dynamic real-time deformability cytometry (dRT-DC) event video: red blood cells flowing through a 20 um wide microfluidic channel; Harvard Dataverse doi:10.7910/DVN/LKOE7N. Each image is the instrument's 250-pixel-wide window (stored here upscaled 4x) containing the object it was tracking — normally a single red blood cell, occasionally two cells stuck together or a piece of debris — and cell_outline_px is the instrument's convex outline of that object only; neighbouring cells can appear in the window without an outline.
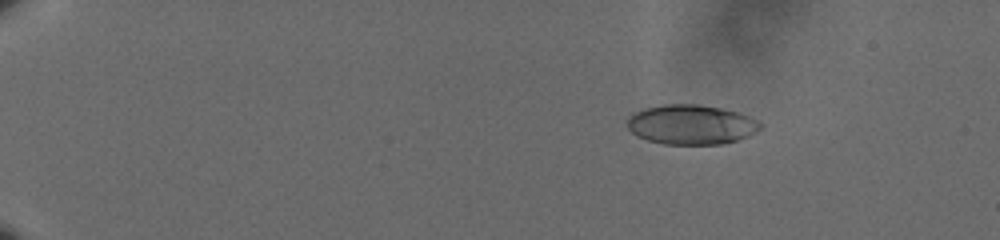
{"species": "human", "species_latin": "Homo sapiens", "temperature_condition": "cold", "stored_images_in_passage": 62, "camera_frame_rate_fps": 3000, "um_per_image_px": 0.085, "donor": {"sex": "male"}, "frame": {"image": 1, "passage_image": 12, "time_ms": 3.667, "image_size_px": [1000, 240], "cell_outline_px": [[764, 124], [756, 132], [748, 136], [724, 144], [664, 144], [648, 140], [632, 132], [628, 128], [628, 116], [632, 112], [644, 108], [664, 104], [696, 104], [720, 108], [736, 112], [748, 116]], "centroid_in_image_um": [58.74, 10.58], "position_along_channel_um": 26.3, "area_um2": 30.69}}
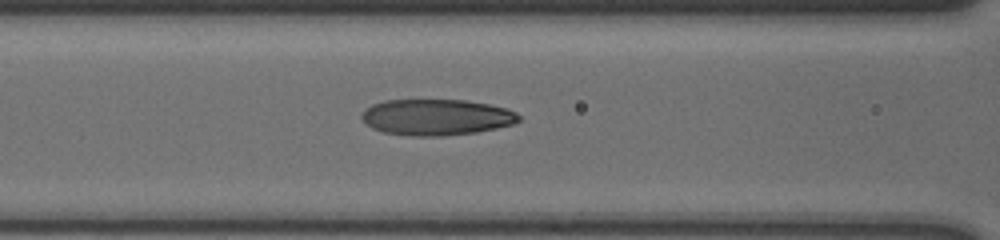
{"frame": {"image": 2, "passage_image": 31, "time_ms": 10.0, "image_size_px": [1000, 240], "cell_outline_px": [[520, 120], [512, 124], [496, 128], [476, 132], [444, 136], [412, 136], [384, 132], [372, 128], [364, 124], [360, 116], [372, 104], [384, 100], [464, 100], [488, 104], [504, 108], [516, 112], [520, 116]], "centroid_in_image_um": [37.07, 9.96], "position_along_channel_um": 129.5, "area_um2": 33.0}}
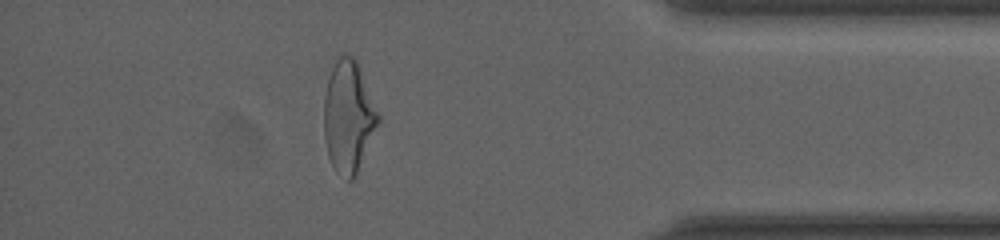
{"frame": {"image": 3, "passage_image": 56, "time_ms": 18.333, "image_size_px": [1000, 240], "cell_outline_px": [[380, 120], [356, 176], [352, 180], [348, 180], [336, 172], [328, 156], [324, 140], [324, 96], [328, 80], [332, 68], [336, 60], [340, 56], [352, 56], [356, 60], [380, 116]], "centroid_in_image_um": [29.61, 9.97], "position_along_channel_um": 405.6, "area_um2": 35.03}, "authors_computed_cell_mechanics": {"area_um2": 32.5125, "velocity_mm_per_s": 3.6117, "shape_relaxation_time_tau1_ms": 4.3683, "shape_relaxation_time_tau2_ms": 1.2078, "deformation_change_tau1": 0.1868, "deformation_change_tau2": 0.0839}}